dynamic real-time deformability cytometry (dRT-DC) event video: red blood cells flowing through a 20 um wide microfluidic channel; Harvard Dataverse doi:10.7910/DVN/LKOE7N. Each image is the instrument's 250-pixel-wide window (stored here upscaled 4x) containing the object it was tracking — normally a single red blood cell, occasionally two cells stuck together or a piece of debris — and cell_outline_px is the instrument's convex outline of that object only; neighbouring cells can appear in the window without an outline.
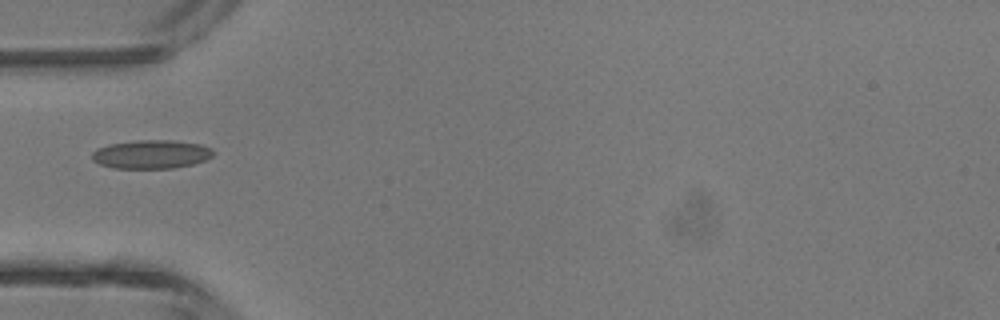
{"species": "common noctule bat (a hibernating species)", "species_latin": "Nyctalus noctula", "temperature_condition": "room temperature", "stored_images_in_passage": 1, "camera_frame_rate_fps": 3000, "um_per_image_px": 0.085, "animal": {"sex": "male", "body_mass_g": 13.3}, "frame": {"image": 1, "passage_image": 1, "time_ms": 0.0, "image_size_px": [1000, 320], "cell_outline_px": [[212, 156], [204, 160], [192, 164], [172, 168], [112, 168], [100, 164], [92, 160], [92, 152], [96, 148], [108, 144], [136, 140], [172, 140], [200, 144], [212, 148]], "centroid_in_image_um": [12.81, 13.11], "position_along_channel_um": 72.2, "area_um2": 20.23}}